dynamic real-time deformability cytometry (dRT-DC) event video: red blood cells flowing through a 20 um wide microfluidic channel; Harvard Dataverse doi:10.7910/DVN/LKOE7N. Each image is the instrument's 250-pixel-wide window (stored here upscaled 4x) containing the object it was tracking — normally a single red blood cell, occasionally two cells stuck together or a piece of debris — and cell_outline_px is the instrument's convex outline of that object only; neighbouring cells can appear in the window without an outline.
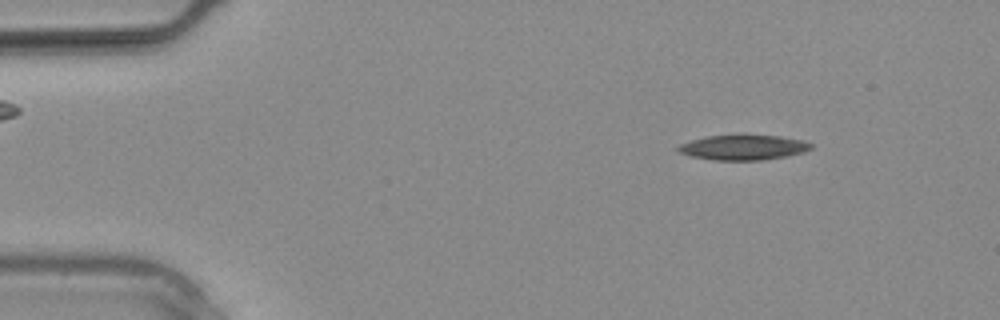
{"species": "common noctule bat (a hibernating species)", "species_latin": "Nyctalus noctula", "temperature_condition": "warm", "stored_images_in_passage": 20, "camera_frame_rate_fps": 3000, "um_per_image_px": 0.085, "animal": {"sex": "male", "body_mass_g": 20.4}, "frame": {"image": 1, "passage_image": 4, "time_ms": 1.0, "image_size_px": [1000, 320], "cell_outline_px": [[812, 148], [804, 152], [764, 160], [712, 160], [692, 156], [676, 152], [676, 148], [680, 144], [692, 140], [708, 136], [740, 132], [744, 132], [780, 136], [804, 140], [812, 144]], "centroid_in_image_um": [63.17, 12.48], "position_along_channel_um": 21.8, "area_um2": 20.23}}
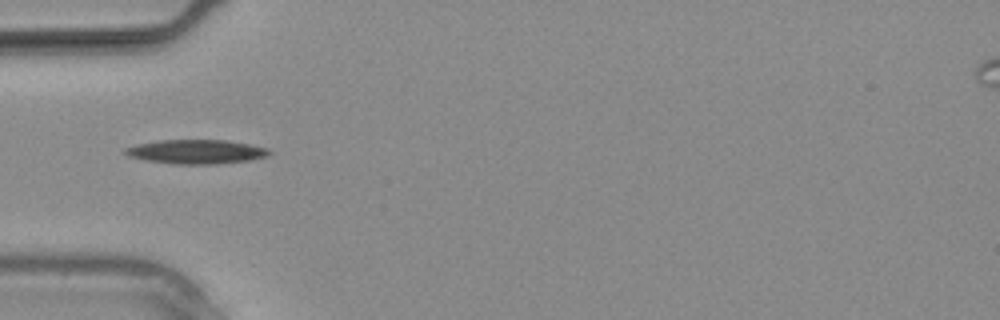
{"frame": {"image": 2, "passage_image": 9, "time_ms": 2.667, "image_size_px": [1000, 320], "cell_outline_px": [[272, 152], [268, 156], [248, 160], [216, 164], [172, 164], [148, 160], [128, 156], [124, 152], [124, 148], [140, 144], [160, 140], [228, 140], [268, 148]], "centroid_in_image_um": [16.71, 12.89], "position_along_channel_um": 68.3, "area_um2": 20.11}}